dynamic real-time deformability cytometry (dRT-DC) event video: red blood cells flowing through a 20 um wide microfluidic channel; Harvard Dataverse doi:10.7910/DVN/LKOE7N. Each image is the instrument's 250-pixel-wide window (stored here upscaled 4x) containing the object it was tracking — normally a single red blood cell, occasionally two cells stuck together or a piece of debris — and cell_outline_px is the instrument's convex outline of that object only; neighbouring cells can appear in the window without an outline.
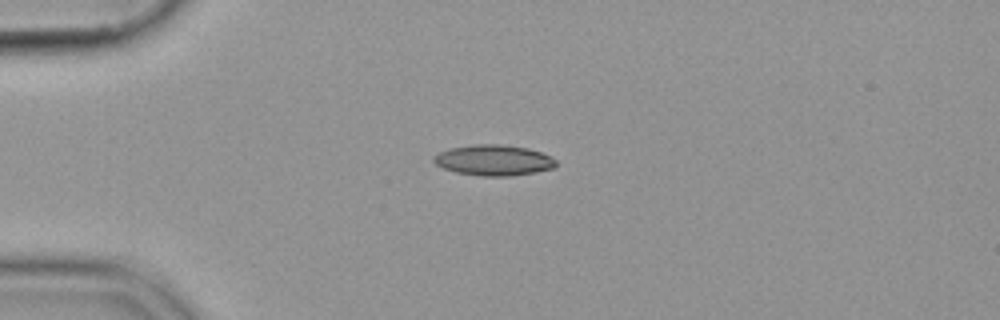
{"species": "common noctule bat (a hibernating species)", "species_latin": "Nyctalus noctula", "temperature_condition": "cold", "stored_images_in_passage": 42, "camera_frame_rate_fps": 3000, "um_per_image_px": 0.085, "animal": {"sex": "female", "body_mass_g": 19.9}, "frame": {"image": 1, "passage_image": 1, "time_ms": 0.0, "image_size_px": [1000, 320], "cell_outline_px": [[556, 164], [552, 168], [512, 176], [480, 176], [456, 172], [444, 168], [436, 164], [432, 160], [432, 156], [440, 152], [452, 148], [472, 144], [500, 144], [528, 148], [552, 156], [556, 160]], "centroid_in_image_um": [41.95, 13.61], "position_along_channel_um": 43.1, "area_um2": 21.79}}
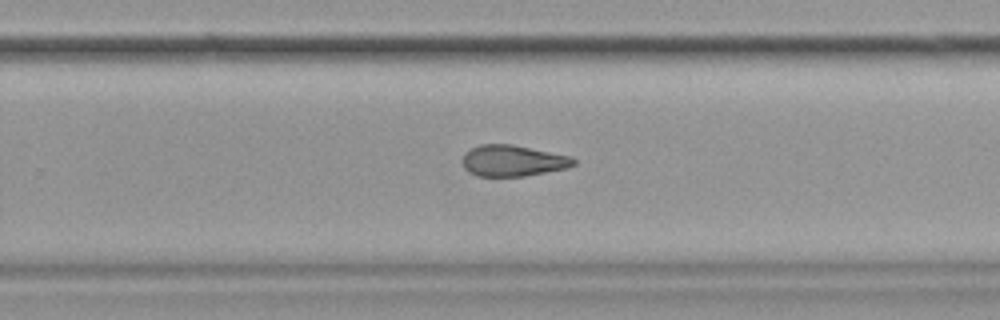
{"frame": {"image": 2, "passage_image": 23, "time_ms": 7.333, "image_size_px": [1000, 320], "cell_outline_px": [[576, 164], [568, 168], [524, 176], [476, 176], [468, 172], [464, 168], [464, 156], [472, 148], [480, 144], [512, 144], [572, 156], [576, 160]], "centroid_in_image_um": [43.64, 13.66], "position_along_channel_um": 286.2, "area_um2": 20.17}}
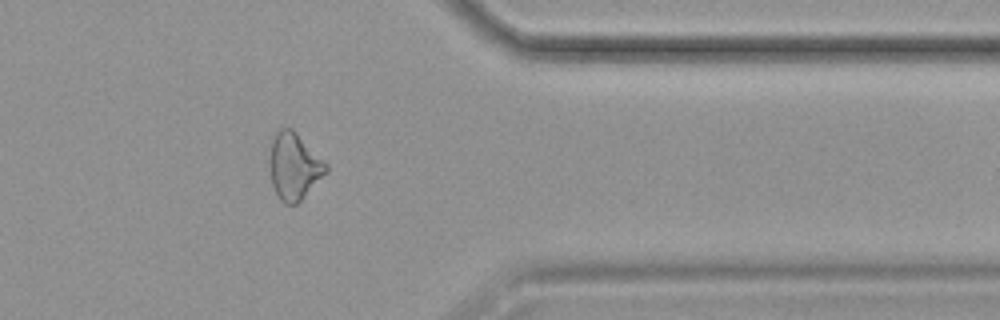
{"frame": {"image": 3, "passage_image": 32, "time_ms": 10.333, "image_size_px": [1000, 320], "cell_outline_px": [[328, 172], [296, 204], [284, 204], [280, 200], [272, 184], [268, 164], [272, 140], [276, 132], [280, 128], [292, 128], [328, 164]], "centroid_in_image_um": [24.99, 14.13], "position_along_channel_um": 386.4, "area_um2": 21.96}}